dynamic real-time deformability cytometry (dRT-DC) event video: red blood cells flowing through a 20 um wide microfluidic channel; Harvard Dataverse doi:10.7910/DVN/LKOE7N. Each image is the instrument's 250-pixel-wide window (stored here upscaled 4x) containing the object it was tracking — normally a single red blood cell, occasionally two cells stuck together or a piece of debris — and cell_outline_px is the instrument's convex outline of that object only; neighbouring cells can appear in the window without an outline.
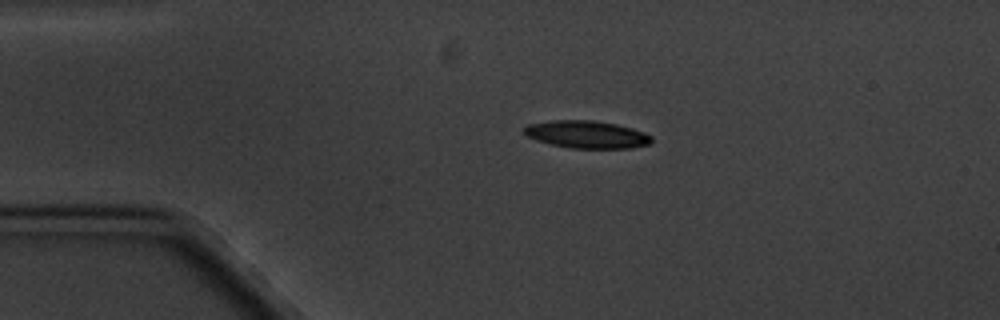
{"species": "common noctule bat (a hibernating species)", "species_latin": "Nyctalus noctula", "temperature_condition": "cold", "stored_images_in_passage": 3, "segment_of_instrument_passage": [1, 2], "camera_frame_rate_fps": 3000, "um_per_image_px": 0.085, "animal": {"sex": "male", "body_mass_g": 20.1, "forearm_length_mm": 53.5}, "frame": {"image": 1, "passage_image": 1, "time_ms": 0.0, "image_size_px": [1000, 320], "cell_outline_px": [[652, 140], [648, 144], [632, 148], [572, 148], [548, 144], [536, 140], [528, 136], [524, 132], [524, 128], [528, 124], [556, 120], [592, 120], [616, 124], [632, 128], [644, 132], [652, 136]], "centroid_in_image_um": [49.88, 11.43], "position_along_channel_um": 35.1, "area_um2": 20.35}}